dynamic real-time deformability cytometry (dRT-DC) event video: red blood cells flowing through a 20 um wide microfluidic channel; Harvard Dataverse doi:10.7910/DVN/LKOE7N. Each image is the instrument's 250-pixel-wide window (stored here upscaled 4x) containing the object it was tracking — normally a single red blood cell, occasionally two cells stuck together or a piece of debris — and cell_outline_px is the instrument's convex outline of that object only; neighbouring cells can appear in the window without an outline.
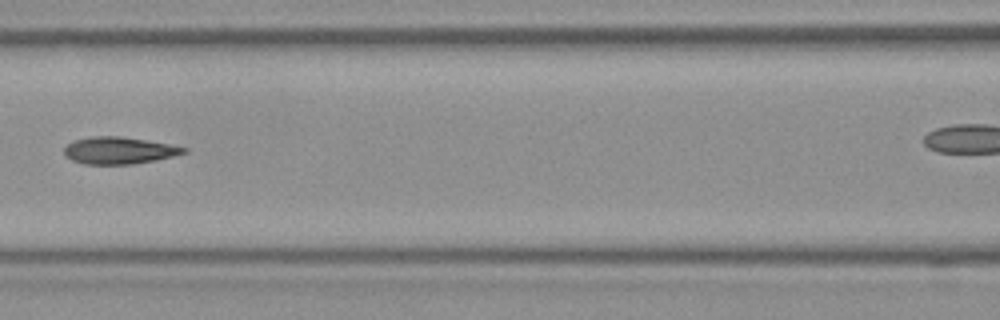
{"species": "Egyptian fruit bat (a non-hibernating species)", "species_latin": "Rousettus aegyptiacus", "temperature_condition": "room temperature", "stored_images_in_passage": 8, "segment_of_instrument_passage": [1, 2], "camera_frame_rate_fps": 3000, "um_per_image_px": 0.085, "frame": {"image": 1, "passage_image": 6, "time_ms": 1.667, "image_size_px": [1000, 320], "cell_outline_px": [[188, 152], [156, 160], [132, 164], [84, 164], [72, 160], [64, 156], [64, 148], [72, 140], [92, 136], [120, 136], [148, 140], [188, 148]], "centroid_in_image_um": [10.09, 12.78], "position_along_channel_um": 156.5, "area_um2": 18.9}}
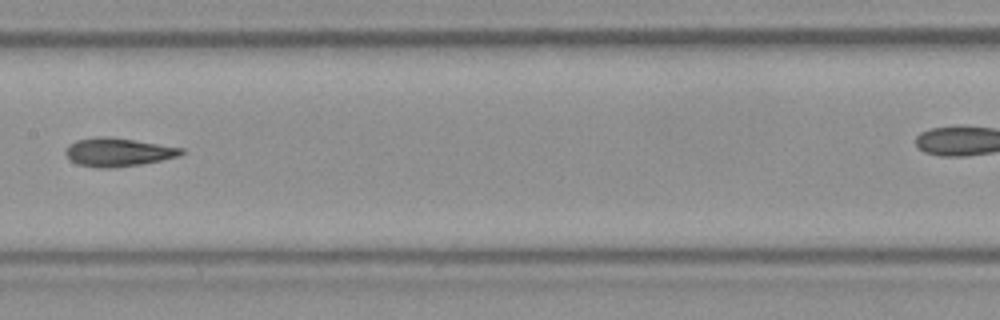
{"frame": {"image": 2, "passage_image": 7, "time_ms": 2.0, "image_size_px": [1000, 320], "cell_outline_px": [[184, 152], [180, 156], [140, 164], [112, 168], [96, 168], [80, 164], [68, 160], [64, 152], [64, 148], [68, 144], [76, 140], [96, 136], [108, 136], [184, 148]], "centroid_in_image_um": [9.97, 12.93], "position_along_channel_um": 197.4, "area_um2": 19.31}}